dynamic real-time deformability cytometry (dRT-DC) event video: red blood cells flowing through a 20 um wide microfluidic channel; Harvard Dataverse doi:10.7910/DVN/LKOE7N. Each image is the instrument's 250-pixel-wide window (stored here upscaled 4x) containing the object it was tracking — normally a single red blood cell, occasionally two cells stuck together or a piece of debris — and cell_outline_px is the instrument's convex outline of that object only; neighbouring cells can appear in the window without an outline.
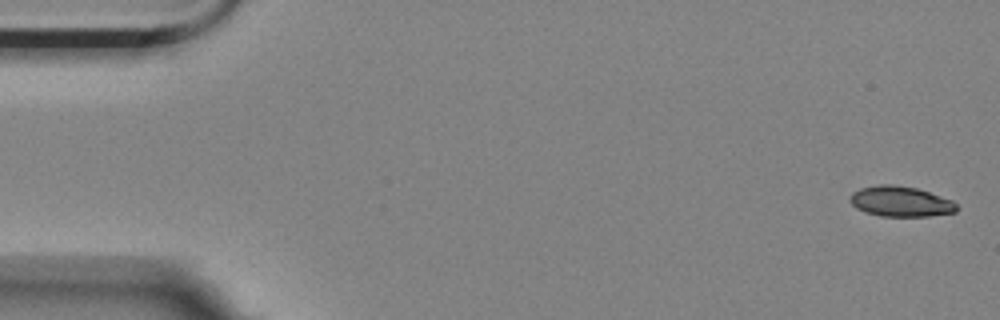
{"species": "Egyptian fruit bat (a non-hibernating species)", "species_latin": "Rousettus aegyptiacus", "temperature_condition": "room temperature", "stored_images_in_passage": 2, "camera_frame_rate_fps": 3000, "um_per_image_px": 0.085, "animal": {"sex": "female"}, "frame": {"image": 1, "passage_image": 1, "time_ms": 0.0, "image_size_px": [1000, 320], "cell_outline_px": [[956, 212], [928, 216], [880, 216], [856, 208], [848, 200], [852, 192], [860, 188], [880, 184], [892, 184], [916, 188], [952, 200], [956, 204]], "centroid_in_image_um": [76.52, 17.12], "position_along_channel_um": 8.5, "area_um2": 18.73}}